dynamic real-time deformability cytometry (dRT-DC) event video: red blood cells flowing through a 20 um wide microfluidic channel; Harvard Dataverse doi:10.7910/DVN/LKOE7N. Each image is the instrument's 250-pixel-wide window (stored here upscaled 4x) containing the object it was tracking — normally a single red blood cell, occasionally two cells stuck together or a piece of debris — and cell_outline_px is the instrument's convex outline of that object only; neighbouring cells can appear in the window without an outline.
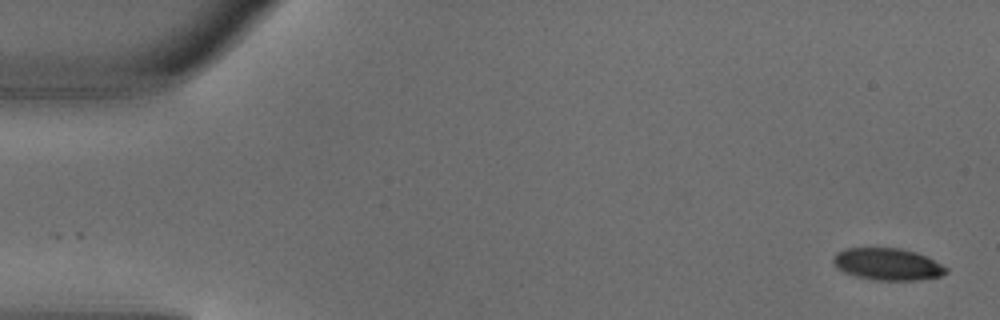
{"species": "common noctule bat (a hibernating species)", "species_latin": "Nyctalus noctula", "temperature_condition": "warm", "stored_images_in_passage": 2, "camera_frame_rate_fps": 3000, "um_per_image_px": 0.085, "animal": {"sex": "male", "body_mass_g": 18.8}, "frame": {"image": 1, "passage_image": 2, "time_ms": 0.333, "image_size_px": [1000, 320], "cell_outline_px": [[948, 272], [940, 276], [920, 280], [872, 280], [856, 276], [844, 272], [836, 268], [832, 260], [832, 256], [836, 252], [844, 248], [900, 248], [916, 252], [948, 268]], "centroid_in_image_um": [75.39, 22.46], "position_along_channel_um": 9.6, "area_um2": 21.1}}